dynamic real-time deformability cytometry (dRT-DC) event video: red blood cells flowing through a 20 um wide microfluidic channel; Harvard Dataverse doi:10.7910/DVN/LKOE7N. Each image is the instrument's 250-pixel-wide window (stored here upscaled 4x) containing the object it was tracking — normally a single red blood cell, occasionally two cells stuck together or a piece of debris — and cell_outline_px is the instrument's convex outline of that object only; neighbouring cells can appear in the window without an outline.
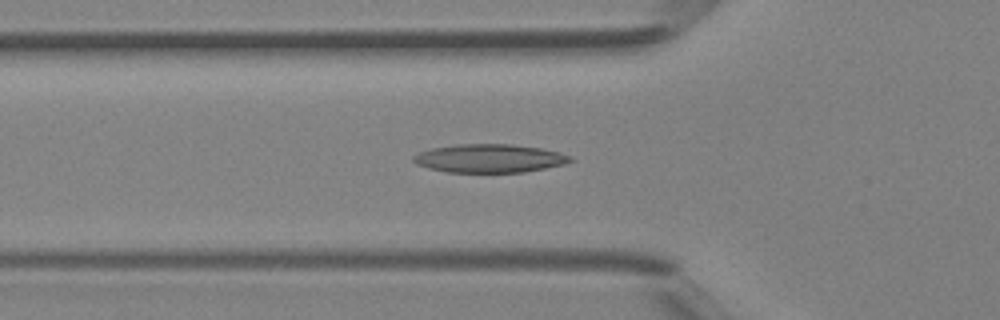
{"species": "Egyptian fruit bat (a non-hibernating species)", "species_latin": "Rousettus aegyptiacus", "temperature_condition": "room temperature", "stored_images_in_passage": 27, "camera_frame_rate_fps": 3000, "um_per_image_px": 0.085, "animal": {"sex": "female"}, "frame": {"image": 1, "passage_image": 15, "time_ms": 4.667, "image_size_px": [1000, 320], "cell_outline_px": [[572, 160], [564, 164], [524, 172], [448, 172], [428, 168], [416, 164], [412, 160], [412, 156], [420, 152], [432, 148], [456, 144], [512, 144], [540, 148], [560, 152], [572, 156]], "centroid_in_image_um": [41.59, 13.45], "position_along_channel_um": 84.2, "area_um2": 25.95}}
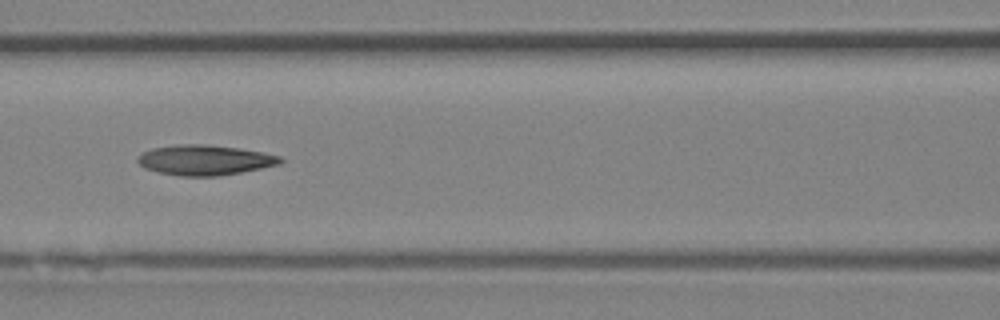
{"frame": {"image": 2, "passage_image": 19, "time_ms": 6.0, "image_size_px": [1000, 320], "cell_outline_px": [[284, 160], [280, 164], [220, 176], [180, 176], [160, 172], [144, 168], [136, 160], [144, 152], [152, 148], [180, 144], [208, 144], [240, 148], [280, 156]], "centroid_in_image_um": [17.41, 13.6], "position_along_channel_um": 149.2, "area_um2": 24.91}}
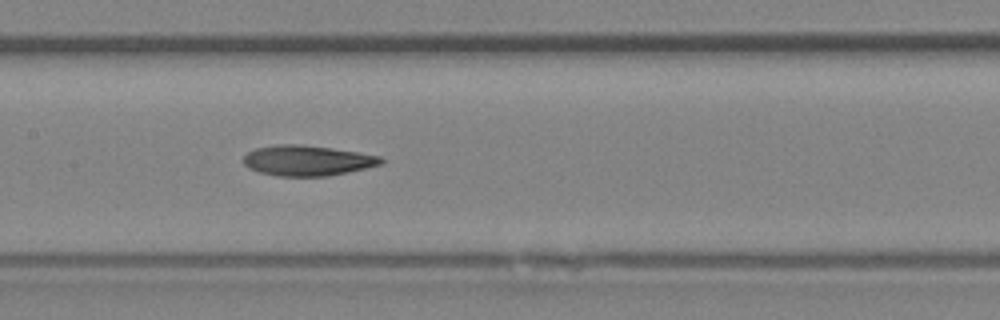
{"frame": {"image": 3, "passage_image": 21, "time_ms": 6.667, "image_size_px": [1000, 320], "cell_outline_px": [[384, 164], [328, 176], [276, 176], [260, 172], [248, 168], [244, 164], [244, 156], [248, 152], [256, 148], [276, 144], [300, 144], [332, 148], [380, 156], [384, 160]], "centroid_in_image_um": [26.12, 13.64], "position_along_channel_um": 181.3, "area_um2": 24.33}}